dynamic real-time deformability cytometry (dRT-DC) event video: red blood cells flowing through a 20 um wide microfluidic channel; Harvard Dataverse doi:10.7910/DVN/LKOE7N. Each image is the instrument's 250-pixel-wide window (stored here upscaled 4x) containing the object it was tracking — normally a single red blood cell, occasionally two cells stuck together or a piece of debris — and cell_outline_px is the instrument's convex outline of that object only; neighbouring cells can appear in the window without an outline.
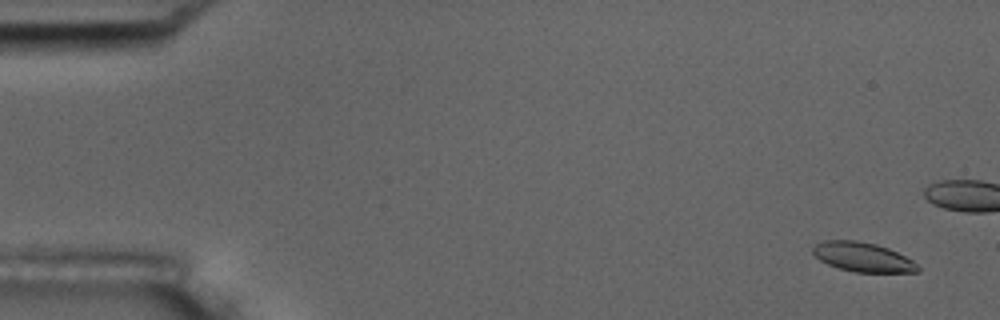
{"species": "common noctule bat (a hibernating species)", "species_latin": "Nyctalus noctula", "temperature_condition": "room temperature", "stored_images_in_passage": 6, "camera_frame_rate_fps": 3000, "um_per_image_px": 0.085, "animal": {"sex": "male", "body_mass_g": 17.5, "forearm_length_mm": 52.3}, "frame": {"image": 1, "passage_image": 1, "time_ms": 0.0, "image_size_px": [1000, 320], "cell_outline_px": [[920, 272], [852, 272], [828, 264], [820, 260], [812, 252], [812, 248], [816, 244], [824, 240], [856, 240], [876, 244], [888, 248], [912, 260], [920, 268]], "centroid_in_image_um": [73.33, 21.85], "position_along_channel_um": 11.7, "area_um2": 17.86}}
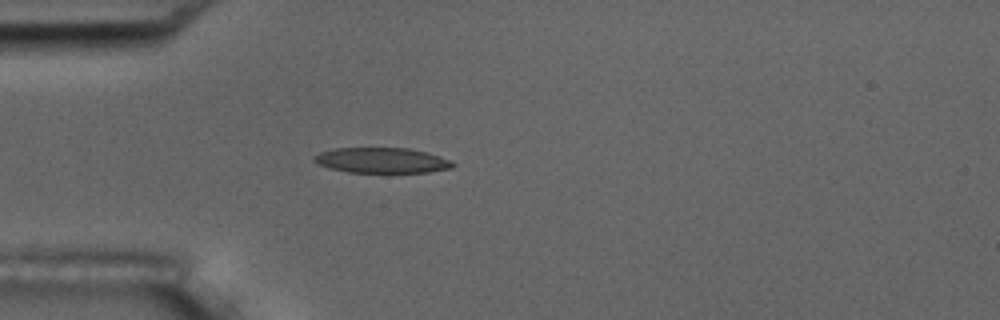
{"frame": {"image": 2, "passage_image": 6, "time_ms": 6.0, "image_size_px": [1000, 320], "cell_outline_px": [[456, 164], [452, 168], [428, 172], [348, 172], [328, 168], [312, 160], [312, 156], [320, 152], [336, 148], [408, 148], [440, 156]], "centroid_in_image_um": [32.42, 13.63], "position_along_channel_um": 52.6, "area_um2": 20.35}}